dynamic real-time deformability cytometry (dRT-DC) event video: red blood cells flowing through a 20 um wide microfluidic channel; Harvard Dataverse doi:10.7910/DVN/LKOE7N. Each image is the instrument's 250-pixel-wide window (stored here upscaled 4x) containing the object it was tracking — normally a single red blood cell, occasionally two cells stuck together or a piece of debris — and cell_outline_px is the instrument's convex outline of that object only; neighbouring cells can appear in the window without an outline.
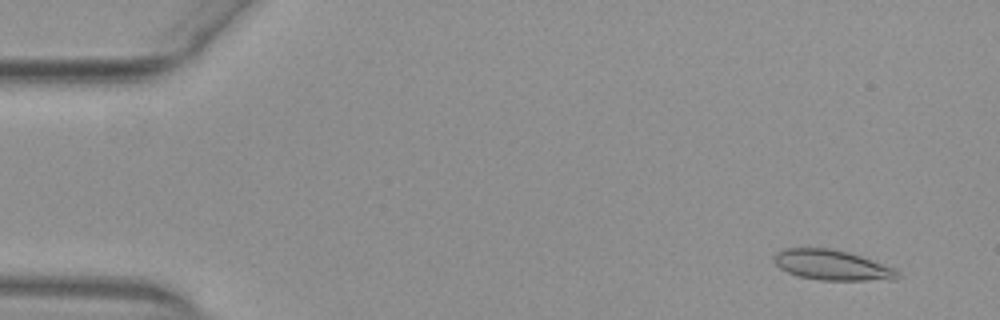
{"species": "common noctule bat (a hibernating species)", "species_latin": "Nyctalus noctula", "temperature_condition": "warm", "stored_images_in_passage": 53, "camera_frame_rate_fps": 3000, "um_per_image_px": 0.085, "animal": {"sex": "female", "body_mass_g": 29.2, "forearm_length_mm": 56.3}, "frame": {"image": 1, "passage_image": 4, "time_ms": 1.0, "image_size_px": [1000, 320], "cell_outline_px": [[900, 276], [896, 280], [820, 280], [800, 276], [788, 272], [780, 268], [772, 260], [772, 256], [776, 252], [784, 248], [832, 248], [848, 252], [860, 256], [892, 268], [900, 272]], "centroid_in_image_um": [70.69, 22.53], "position_along_channel_um": 14.3, "area_um2": 21.68}}
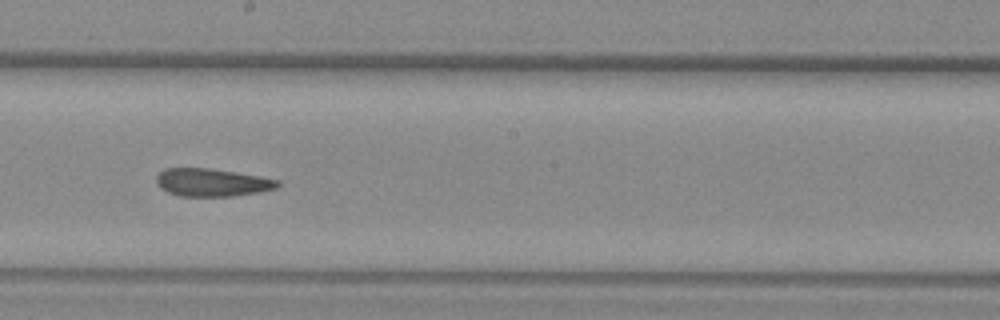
{"frame": {"image": 2, "passage_image": 30, "time_ms": 9.667, "image_size_px": [1000, 320], "cell_outline_px": [[280, 184], [276, 188], [260, 192], [232, 196], [180, 196], [168, 192], [160, 188], [156, 184], [156, 176], [164, 168], [208, 168], [236, 172], [260, 176], [280, 180]], "centroid_in_image_um": [18.01, 15.51], "position_along_channel_um": 230.2, "area_um2": 19.77}}
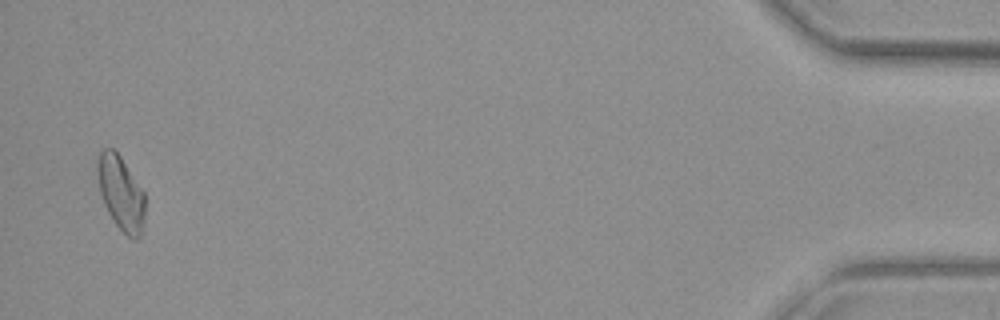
{"frame": {"image": 3, "passage_image": 52, "time_ms": 17.0, "image_size_px": [1000, 320], "cell_outline_px": [[144, 224], [140, 236], [136, 240], [132, 240], [112, 220], [104, 204], [100, 192], [96, 172], [96, 164], [100, 152], [104, 148], [112, 148], [120, 156], [144, 192]], "centroid_in_image_um": [10.26, 16.42], "position_along_channel_um": 424.9, "area_um2": 20.52}, "authors_computed_cell_mechanics": {"area_um2": 20.7502, "velocity_mm_per_s": 3.9025, "shape_relaxation_time_tau1_ms": null, "shape_relaxation_time_tau2_ms": 3.1513, "deformation_change_tau1": null, "deformation_change_tau2": 0.1082}}